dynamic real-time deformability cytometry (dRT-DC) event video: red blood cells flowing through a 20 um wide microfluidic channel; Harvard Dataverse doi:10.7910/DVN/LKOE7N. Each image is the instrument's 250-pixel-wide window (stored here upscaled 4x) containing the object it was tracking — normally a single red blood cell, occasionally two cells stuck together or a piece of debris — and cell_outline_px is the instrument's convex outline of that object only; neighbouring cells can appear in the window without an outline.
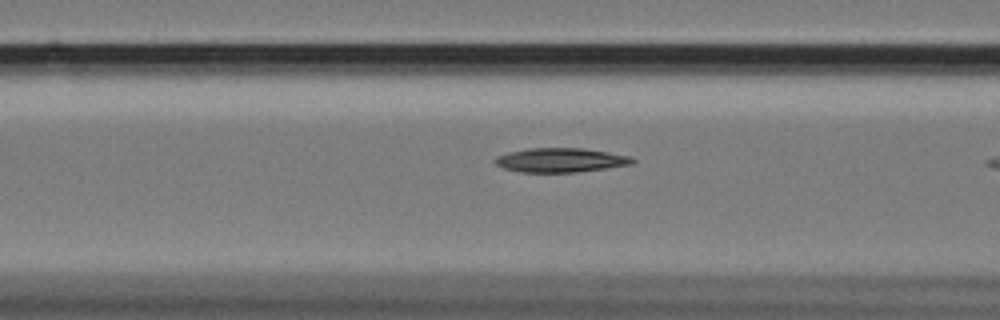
{"species": "Egyptian fruit bat (a non-hibernating species)", "species_latin": "Rousettus aegyptiacus", "temperature_condition": "cold", "stored_images_in_passage": 13, "camera_frame_rate_fps": 3000, "um_per_image_px": 0.085, "animal": {"sex": "female"}, "frame": {"image": 1, "passage_image": 11, "time_ms": 3.333, "image_size_px": [1000, 320], "cell_outline_px": [[636, 160], [632, 164], [576, 172], [520, 172], [504, 168], [496, 164], [492, 160], [496, 156], [508, 152], [528, 148], [584, 148], [632, 156]], "centroid_in_image_um": [47.63, 13.6], "position_along_channel_um": 119.0, "area_um2": 19.42}}